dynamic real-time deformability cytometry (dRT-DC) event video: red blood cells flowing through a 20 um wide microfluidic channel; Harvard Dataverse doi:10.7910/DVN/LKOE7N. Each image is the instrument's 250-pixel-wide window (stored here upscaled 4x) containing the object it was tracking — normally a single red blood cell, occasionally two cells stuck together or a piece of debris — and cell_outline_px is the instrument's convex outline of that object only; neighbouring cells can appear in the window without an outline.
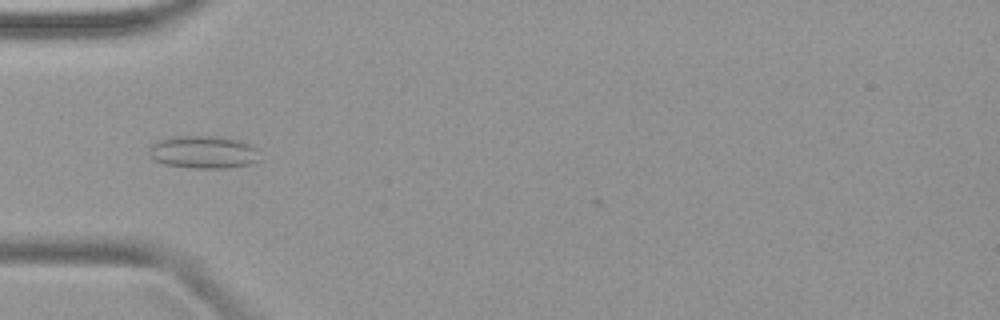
{"species": "common noctule bat (a hibernating species)", "species_latin": "Nyctalus noctula", "temperature_condition": "warm", "stored_images_in_passage": 8, "camera_frame_rate_fps": 3000, "um_per_image_px": 0.085, "animal": {"sex": "female", "body_mass_g": 19.9}, "frame": {"image": 1, "passage_image": 5, "time_ms": 1.333, "image_size_px": [1000, 320], "cell_outline_px": [[256, 160], [248, 164], [228, 168], [192, 168], [164, 164], [156, 160], [148, 152], [148, 148], [152, 144], [160, 140], [172, 136], [220, 136], [236, 140], [248, 144], [256, 148]], "centroid_in_image_um": [17.22, 12.92], "position_along_channel_um": 67.8, "area_um2": 20.75}}